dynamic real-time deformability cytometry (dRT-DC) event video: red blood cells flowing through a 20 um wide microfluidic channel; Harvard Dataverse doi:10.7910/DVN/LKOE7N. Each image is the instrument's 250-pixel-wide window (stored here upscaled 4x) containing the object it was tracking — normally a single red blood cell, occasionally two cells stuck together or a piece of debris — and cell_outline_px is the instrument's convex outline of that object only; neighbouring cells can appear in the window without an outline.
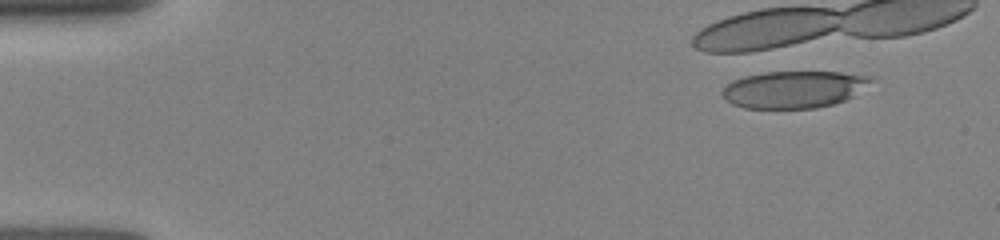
{"species": "human", "species_latin": "Homo sapiens", "temperature_condition": "room temperature", "stored_images_in_passage": 4, "camera_frame_rate_fps": 3000, "um_per_image_px": 0.085, "donor": {"sex": "female"}, "frame": {"image": 1, "passage_image": 3, "time_ms": 1.333, "image_size_px": [1000, 240], "cell_outline_px": [[872, 80], [852, 96], [844, 100], [832, 104], [816, 108], [744, 108], [732, 104], [720, 92], [732, 80], [744, 76], [764, 72], [840, 72], [872, 76]], "centroid_in_image_um": [67.44, 7.59], "position_along_channel_um": 17.6, "area_um2": 31.79}}